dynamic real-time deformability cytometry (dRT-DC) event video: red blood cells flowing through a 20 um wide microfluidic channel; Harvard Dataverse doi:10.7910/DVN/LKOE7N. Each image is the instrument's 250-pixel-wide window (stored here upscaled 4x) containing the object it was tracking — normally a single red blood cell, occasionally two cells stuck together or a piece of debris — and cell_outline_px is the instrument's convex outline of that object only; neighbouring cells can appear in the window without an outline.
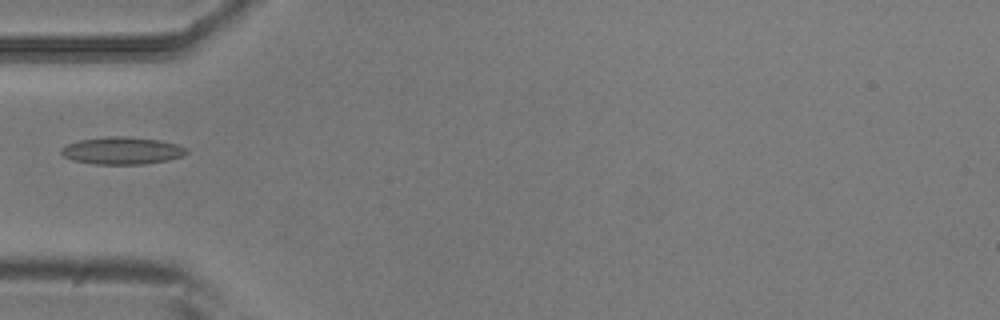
{"species": "common noctule bat (a hibernating species)", "species_latin": "Nyctalus noctula", "temperature_condition": "room temperature", "stored_images_in_passage": 5, "camera_frame_rate_fps": 3000, "um_per_image_px": 0.085, "animal": {"sex": "male", "body_mass_g": 20.5, "forearm_length_mm": 52.5}, "frame": {"image": 1, "passage_image": 5, "time_ms": 1.333, "image_size_px": [1000, 320], "cell_outline_px": [[188, 152], [184, 156], [168, 160], [144, 164], [92, 164], [72, 160], [64, 156], [60, 152], [60, 148], [68, 144], [80, 140], [108, 136], [124, 136], [160, 140], [176, 144], [184, 148]], "centroid_in_image_um": [10.36, 12.81], "position_along_channel_um": 74.6, "area_um2": 19.94}}